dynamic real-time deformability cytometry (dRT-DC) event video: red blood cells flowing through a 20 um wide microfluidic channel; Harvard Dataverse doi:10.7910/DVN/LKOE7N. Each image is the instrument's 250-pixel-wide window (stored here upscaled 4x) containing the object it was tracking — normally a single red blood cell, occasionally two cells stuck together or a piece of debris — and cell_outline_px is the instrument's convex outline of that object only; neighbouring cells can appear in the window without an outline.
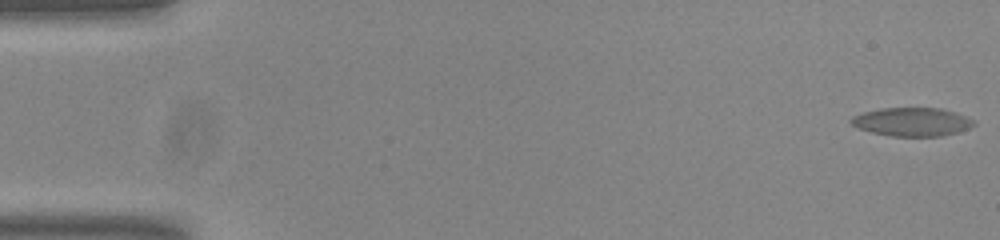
{"species": "common noctule bat (a hibernating species)", "species_latin": "Nyctalus noctula", "temperature_condition": "room temperature", "stored_images_in_passage": 57, "camera_frame_rate_fps": 3000, "um_per_image_px": 0.085, "animal": {"sex": "male", "body_mass_g": 20.0, "forearm_length_mm": 53.3}, "frame": {"image": 1, "passage_image": 1, "time_ms": 0.0, "image_size_px": [1000, 240], "cell_outline_px": [[976, 124], [968, 128], [956, 132], [940, 136], [892, 136], [872, 132], [860, 128], [852, 124], [848, 120], [852, 116], [864, 112], [880, 108], [940, 108], [956, 112], [972, 120]], "centroid_in_image_um": [77.5, 10.35], "position_along_channel_um": 7.5, "area_um2": 20.17}}
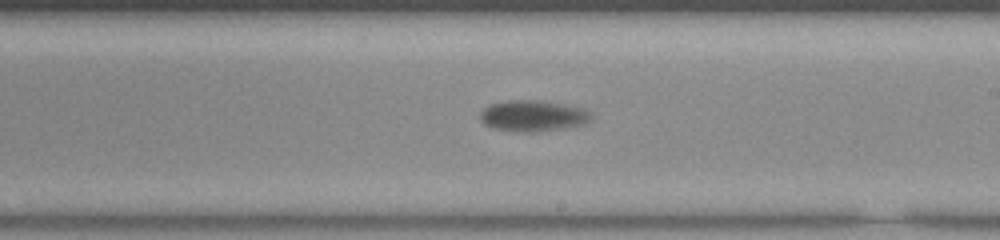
{"frame": {"image": 2, "passage_image": 33, "time_ms": 10.667, "image_size_px": [1000, 240], "cell_outline_px": [[592, 116], [588, 120], [580, 124], [560, 128], [532, 132], [516, 132], [492, 128], [484, 124], [480, 120], [480, 112], [484, 108], [492, 104], [508, 100], [540, 100], [564, 104], [580, 108], [592, 112]], "centroid_in_image_um": [45.23, 9.84], "position_along_channel_um": 243.8, "area_um2": 19.88}}
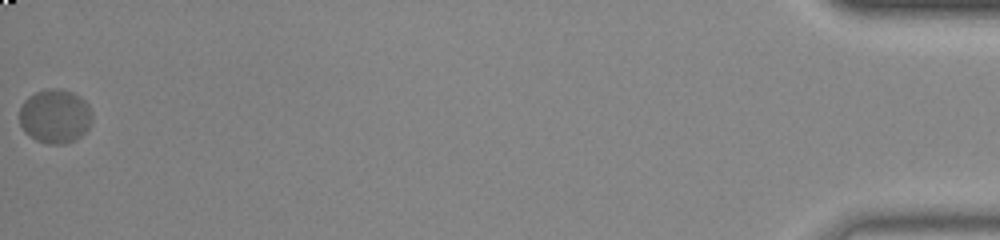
{"frame": {"image": 3, "passage_image": 57, "time_ms": 18.667, "image_size_px": [1000, 240], "cell_outline_px": [[92, 120], [88, 128], [76, 140], [64, 144], [52, 144], [36, 140], [24, 132], [20, 124], [20, 108], [24, 100], [28, 96], [36, 92], [52, 88], [72, 92], [80, 96], [88, 104], [92, 112]], "centroid_in_image_um": [4.68, 9.88], "position_along_channel_um": 430.5, "area_um2": 22.89}, "authors_computed_cell_mechanics": {"area_um2": 20.0566, "velocity_mm_per_s": 3.6, "shape_relaxation_time_tau1_ms": 7.4613, "shape_relaxation_time_tau2_ms": null, "deformation_change_tau1": 0.1624, "deformation_change_tau2": null}}